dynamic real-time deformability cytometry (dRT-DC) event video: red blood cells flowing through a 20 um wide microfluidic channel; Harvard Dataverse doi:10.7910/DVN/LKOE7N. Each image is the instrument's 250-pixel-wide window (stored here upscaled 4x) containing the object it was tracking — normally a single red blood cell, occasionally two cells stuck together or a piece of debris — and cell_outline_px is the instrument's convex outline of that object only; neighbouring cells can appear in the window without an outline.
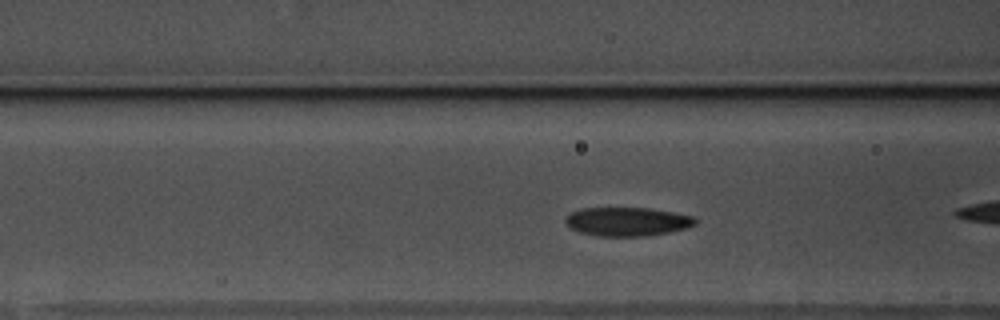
{"species": "common noctule bat (a hibernating species)", "species_latin": "Nyctalus noctula", "temperature_condition": "warm", "stored_images_in_passage": 32, "camera_frame_rate_fps": 3000, "um_per_image_px": 0.085, "animal": {"sex": "male", "body_mass_g": 17.5, "forearm_length_mm": 52.3}, "frame": {"image": 1, "passage_image": 5, "time_ms": 1.333, "image_size_px": [1000, 320], "cell_outline_px": [[696, 224], [688, 228], [648, 236], [596, 236], [580, 232], [568, 228], [564, 220], [572, 212], [580, 208], [652, 208], [696, 216]], "centroid_in_image_um": [53.34, 18.83], "position_along_channel_um": 113.3, "area_um2": 22.02}}
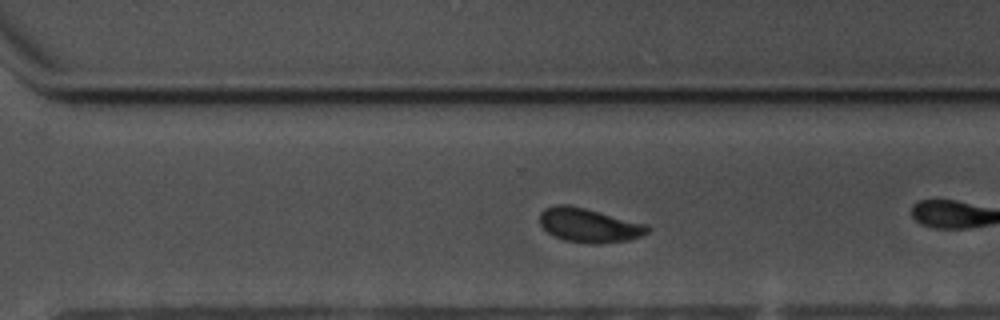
{"frame": {"image": 2, "passage_image": 23, "time_ms": 7.333, "image_size_px": [1000, 320], "cell_outline_px": [[652, 228], [648, 232], [640, 236], [628, 240], [600, 244], [592, 244], [564, 240], [552, 236], [540, 224], [540, 212], [544, 208], [556, 204], [568, 204], [648, 224]], "centroid_in_image_um": [50.06, 19.15], "position_along_channel_um": 320.5, "area_um2": 21.56}, "authors_computed_cell_mechanics": {"area_um2": 21.675, "velocity_mm_per_s": 3.4633, "shape_relaxation_time_tau1_ms": 2.2557, "shape_relaxation_time_tau2_ms": 3.0524, "deformation_change_tau1": 0.0989, "deformation_change_tau2": 0.0615}}